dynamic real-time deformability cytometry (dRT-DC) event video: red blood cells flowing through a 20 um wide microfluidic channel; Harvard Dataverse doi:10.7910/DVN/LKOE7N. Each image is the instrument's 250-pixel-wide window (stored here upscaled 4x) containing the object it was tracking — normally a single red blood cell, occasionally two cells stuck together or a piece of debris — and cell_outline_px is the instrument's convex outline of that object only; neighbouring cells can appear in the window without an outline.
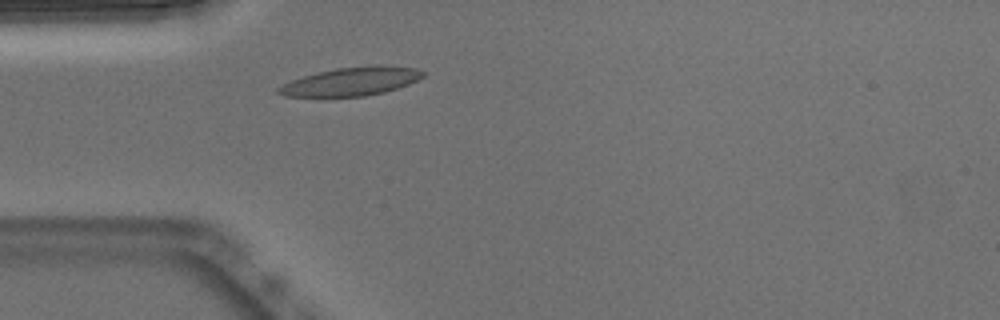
{"species": "Egyptian fruit bat (a non-hibernating species)", "species_latin": "Rousettus aegyptiacus", "temperature_condition": "warm", "stored_images_in_passage": 39, "camera_frame_rate_fps": 3000, "um_per_image_px": 0.085, "animal": {"sex": "male"}, "frame": {"image": 1, "passage_image": 1, "time_ms": 0.0, "image_size_px": [1000, 320], "cell_outline_px": [[424, 76], [408, 84], [384, 92], [364, 96], [284, 96], [276, 92], [276, 88], [292, 80], [304, 76], [336, 68], [380, 64], [416, 68], [424, 72]], "centroid_in_image_um": [29.88, 6.91], "position_along_channel_um": 55.1, "area_um2": 23.7}}
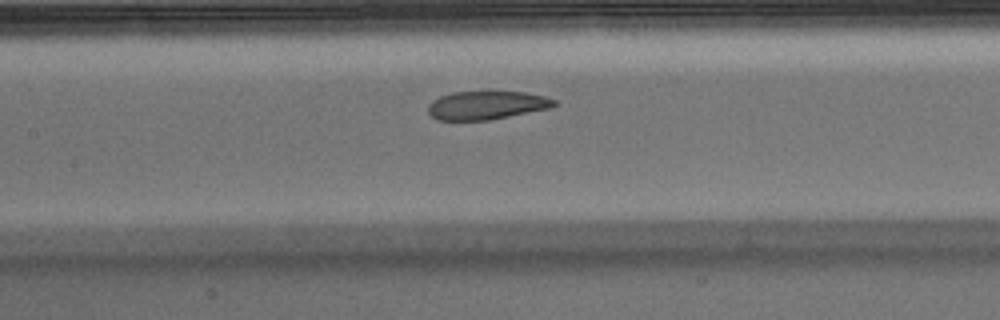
{"frame": {"image": 2, "passage_image": 10, "time_ms": 3.0, "image_size_px": [1000, 320], "cell_outline_px": [[560, 104], [552, 108], [488, 120], [436, 120], [428, 112], [428, 104], [432, 100], [440, 96], [452, 92], [524, 92], [544, 96], [556, 100]], "centroid_in_image_um": [41.38, 8.95], "position_along_channel_um": 166.0, "area_um2": 20.98}}
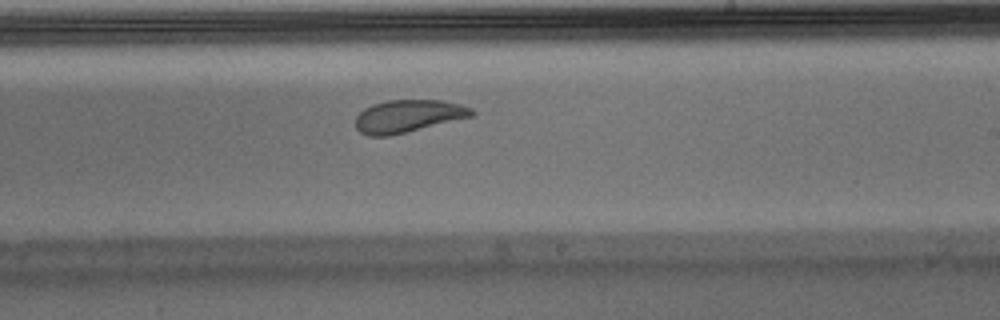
{"frame": {"image": 3, "passage_image": 17, "time_ms": 5.333, "image_size_px": [1000, 320], "cell_outline_px": [[476, 116], [388, 136], [368, 136], [360, 132], [356, 128], [356, 116], [364, 108], [372, 104], [388, 100], [440, 100], [460, 104], [472, 108], [476, 112]], "centroid_in_image_um": [34.72, 9.87], "position_along_channel_um": 254.3, "area_um2": 22.2}, "authors_computed_cell_mechanics": {"area_um2": 23.3512, "velocity_mm_per_s": 3.7991, "shape_relaxation_time_tau1_ms": 5.1439, "shape_relaxation_time_tau2_ms": 1.9601, "deformation_change_tau1": 0.1522, "deformation_change_tau2": 0.0854}}